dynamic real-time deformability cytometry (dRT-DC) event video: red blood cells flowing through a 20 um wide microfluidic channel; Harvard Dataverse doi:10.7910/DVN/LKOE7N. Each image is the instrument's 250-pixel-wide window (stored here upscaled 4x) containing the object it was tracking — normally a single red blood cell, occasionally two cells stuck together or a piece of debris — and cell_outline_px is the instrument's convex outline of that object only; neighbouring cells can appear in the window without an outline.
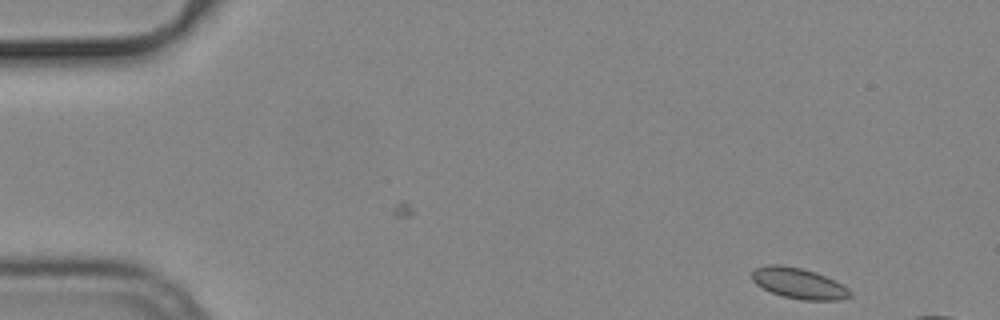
{"species": "common noctule bat (a hibernating species)", "species_latin": "Nyctalus noctula", "temperature_condition": "cold", "stored_images_in_passage": 11, "camera_frame_rate_fps": 3000, "um_per_image_px": 0.085, "animal": {"sex": "male", "body_mass_g": 19.2, "forearm_length_mm": 51.8}, "frame": {"image": 1, "passage_image": 1, "time_ms": 0.0, "image_size_px": [1000, 320], "cell_outline_px": [[852, 296], [840, 300], [804, 300], [784, 296], [772, 292], [756, 284], [752, 280], [752, 272], [756, 268], [768, 264], [780, 264], [800, 268], [816, 272], [848, 288], [852, 292]], "centroid_in_image_um": [67.89, 24.08], "position_along_channel_um": 17.1, "area_um2": 17.34}}